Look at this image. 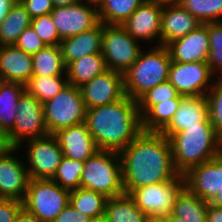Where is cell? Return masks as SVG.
Listing matches in <instances>:
<instances>
[{"mask_svg": "<svg viewBox=\"0 0 222 222\" xmlns=\"http://www.w3.org/2000/svg\"><path fill=\"white\" fill-rule=\"evenodd\" d=\"M123 189L168 182L180 174L174 167L169 138L157 132H141L119 152Z\"/></svg>", "mask_w": 222, "mask_h": 222, "instance_id": "6da1fadb", "label": "cell"}, {"mask_svg": "<svg viewBox=\"0 0 222 222\" xmlns=\"http://www.w3.org/2000/svg\"><path fill=\"white\" fill-rule=\"evenodd\" d=\"M88 131L99 150L120 152L142 132L137 101L127 95L110 104L86 110Z\"/></svg>", "mask_w": 222, "mask_h": 222, "instance_id": "7a4b0ae2", "label": "cell"}, {"mask_svg": "<svg viewBox=\"0 0 222 222\" xmlns=\"http://www.w3.org/2000/svg\"><path fill=\"white\" fill-rule=\"evenodd\" d=\"M169 140L174 167L180 175L222 153V141L209 118L173 134Z\"/></svg>", "mask_w": 222, "mask_h": 222, "instance_id": "3957f363", "label": "cell"}, {"mask_svg": "<svg viewBox=\"0 0 222 222\" xmlns=\"http://www.w3.org/2000/svg\"><path fill=\"white\" fill-rule=\"evenodd\" d=\"M141 50L137 60L123 73L125 94L137 101L144 93L168 80L172 63L165 45Z\"/></svg>", "mask_w": 222, "mask_h": 222, "instance_id": "277c9868", "label": "cell"}, {"mask_svg": "<svg viewBox=\"0 0 222 222\" xmlns=\"http://www.w3.org/2000/svg\"><path fill=\"white\" fill-rule=\"evenodd\" d=\"M81 188L107 198L124 194L121 160L118 152L98 150L84 162Z\"/></svg>", "mask_w": 222, "mask_h": 222, "instance_id": "5b68a950", "label": "cell"}, {"mask_svg": "<svg viewBox=\"0 0 222 222\" xmlns=\"http://www.w3.org/2000/svg\"><path fill=\"white\" fill-rule=\"evenodd\" d=\"M69 195L52 179H29L22 207L40 222H53L69 204Z\"/></svg>", "mask_w": 222, "mask_h": 222, "instance_id": "8992f818", "label": "cell"}, {"mask_svg": "<svg viewBox=\"0 0 222 222\" xmlns=\"http://www.w3.org/2000/svg\"><path fill=\"white\" fill-rule=\"evenodd\" d=\"M184 188L185 178L183 175H179L168 182L132 189L128 195L151 221H161L173 213L175 200Z\"/></svg>", "mask_w": 222, "mask_h": 222, "instance_id": "52a82bcc", "label": "cell"}, {"mask_svg": "<svg viewBox=\"0 0 222 222\" xmlns=\"http://www.w3.org/2000/svg\"><path fill=\"white\" fill-rule=\"evenodd\" d=\"M86 110L80 88L68 84L43 103L48 133L54 134L60 129L84 123Z\"/></svg>", "mask_w": 222, "mask_h": 222, "instance_id": "ba28073f", "label": "cell"}, {"mask_svg": "<svg viewBox=\"0 0 222 222\" xmlns=\"http://www.w3.org/2000/svg\"><path fill=\"white\" fill-rule=\"evenodd\" d=\"M11 147L22 149L24 141L49 135L43 103L26 90L19 97L13 128L6 134Z\"/></svg>", "mask_w": 222, "mask_h": 222, "instance_id": "9c48e42d", "label": "cell"}, {"mask_svg": "<svg viewBox=\"0 0 222 222\" xmlns=\"http://www.w3.org/2000/svg\"><path fill=\"white\" fill-rule=\"evenodd\" d=\"M141 48L121 25L103 24L101 53L107 69L124 73L137 60Z\"/></svg>", "mask_w": 222, "mask_h": 222, "instance_id": "30bf717a", "label": "cell"}, {"mask_svg": "<svg viewBox=\"0 0 222 222\" xmlns=\"http://www.w3.org/2000/svg\"><path fill=\"white\" fill-rule=\"evenodd\" d=\"M24 142L29 179H52L64 156L57 138L49 134Z\"/></svg>", "mask_w": 222, "mask_h": 222, "instance_id": "8fae6325", "label": "cell"}, {"mask_svg": "<svg viewBox=\"0 0 222 222\" xmlns=\"http://www.w3.org/2000/svg\"><path fill=\"white\" fill-rule=\"evenodd\" d=\"M214 76L207 62L172 61L168 80L179 95L206 96L215 81Z\"/></svg>", "mask_w": 222, "mask_h": 222, "instance_id": "7c38bea8", "label": "cell"}, {"mask_svg": "<svg viewBox=\"0 0 222 222\" xmlns=\"http://www.w3.org/2000/svg\"><path fill=\"white\" fill-rule=\"evenodd\" d=\"M50 14L61 40L88 31L100 22L97 5L87 0L54 7Z\"/></svg>", "mask_w": 222, "mask_h": 222, "instance_id": "4fadbf2b", "label": "cell"}, {"mask_svg": "<svg viewBox=\"0 0 222 222\" xmlns=\"http://www.w3.org/2000/svg\"><path fill=\"white\" fill-rule=\"evenodd\" d=\"M19 147H11L0 156V199L23 201L27 192L29 176L26 163L16 157ZM15 154V155H14Z\"/></svg>", "mask_w": 222, "mask_h": 222, "instance_id": "5bb4252c", "label": "cell"}, {"mask_svg": "<svg viewBox=\"0 0 222 222\" xmlns=\"http://www.w3.org/2000/svg\"><path fill=\"white\" fill-rule=\"evenodd\" d=\"M80 91L86 109L119 101L126 96L123 73L108 69L81 86Z\"/></svg>", "mask_w": 222, "mask_h": 222, "instance_id": "9a60e30c", "label": "cell"}, {"mask_svg": "<svg viewBox=\"0 0 222 222\" xmlns=\"http://www.w3.org/2000/svg\"><path fill=\"white\" fill-rule=\"evenodd\" d=\"M183 176L185 187L191 193L210 202L222 190V153L193 167Z\"/></svg>", "mask_w": 222, "mask_h": 222, "instance_id": "2e32d148", "label": "cell"}, {"mask_svg": "<svg viewBox=\"0 0 222 222\" xmlns=\"http://www.w3.org/2000/svg\"><path fill=\"white\" fill-rule=\"evenodd\" d=\"M162 12L163 6L144 1L121 26L138 42L158 38L159 46Z\"/></svg>", "mask_w": 222, "mask_h": 222, "instance_id": "e0dca14e", "label": "cell"}, {"mask_svg": "<svg viewBox=\"0 0 222 222\" xmlns=\"http://www.w3.org/2000/svg\"><path fill=\"white\" fill-rule=\"evenodd\" d=\"M172 61L207 62L209 57L208 23L166 45Z\"/></svg>", "mask_w": 222, "mask_h": 222, "instance_id": "ac0fdd59", "label": "cell"}, {"mask_svg": "<svg viewBox=\"0 0 222 222\" xmlns=\"http://www.w3.org/2000/svg\"><path fill=\"white\" fill-rule=\"evenodd\" d=\"M53 135L63 155L73 160L85 162L99 150L85 123L60 129Z\"/></svg>", "mask_w": 222, "mask_h": 222, "instance_id": "d6986e66", "label": "cell"}, {"mask_svg": "<svg viewBox=\"0 0 222 222\" xmlns=\"http://www.w3.org/2000/svg\"><path fill=\"white\" fill-rule=\"evenodd\" d=\"M208 114V99L206 96H184L172 120L160 132L167 138L188 127L206 121Z\"/></svg>", "mask_w": 222, "mask_h": 222, "instance_id": "ffe728a7", "label": "cell"}, {"mask_svg": "<svg viewBox=\"0 0 222 222\" xmlns=\"http://www.w3.org/2000/svg\"><path fill=\"white\" fill-rule=\"evenodd\" d=\"M33 76V58L15 45L0 46V80L25 85Z\"/></svg>", "mask_w": 222, "mask_h": 222, "instance_id": "44dd1931", "label": "cell"}, {"mask_svg": "<svg viewBox=\"0 0 222 222\" xmlns=\"http://www.w3.org/2000/svg\"><path fill=\"white\" fill-rule=\"evenodd\" d=\"M180 4L163 7L160 27V45H167L178 38L184 37L202 25Z\"/></svg>", "mask_w": 222, "mask_h": 222, "instance_id": "7402d4cb", "label": "cell"}, {"mask_svg": "<svg viewBox=\"0 0 222 222\" xmlns=\"http://www.w3.org/2000/svg\"><path fill=\"white\" fill-rule=\"evenodd\" d=\"M103 23L88 31L61 40L60 48L65 67L83 56L102 52Z\"/></svg>", "mask_w": 222, "mask_h": 222, "instance_id": "603a6c76", "label": "cell"}, {"mask_svg": "<svg viewBox=\"0 0 222 222\" xmlns=\"http://www.w3.org/2000/svg\"><path fill=\"white\" fill-rule=\"evenodd\" d=\"M107 69L102 53L83 56L65 67L68 84L80 88Z\"/></svg>", "mask_w": 222, "mask_h": 222, "instance_id": "cb8c5ba5", "label": "cell"}, {"mask_svg": "<svg viewBox=\"0 0 222 222\" xmlns=\"http://www.w3.org/2000/svg\"><path fill=\"white\" fill-rule=\"evenodd\" d=\"M25 85L0 80V130L7 134L14 125L19 97Z\"/></svg>", "mask_w": 222, "mask_h": 222, "instance_id": "d4e9b609", "label": "cell"}, {"mask_svg": "<svg viewBox=\"0 0 222 222\" xmlns=\"http://www.w3.org/2000/svg\"><path fill=\"white\" fill-rule=\"evenodd\" d=\"M32 18L19 0L0 22V46L14 45L21 33L30 27Z\"/></svg>", "mask_w": 222, "mask_h": 222, "instance_id": "484cf974", "label": "cell"}, {"mask_svg": "<svg viewBox=\"0 0 222 222\" xmlns=\"http://www.w3.org/2000/svg\"><path fill=\"white\" fill-rule=\"evenodd\" d=\"M105 215L109 222H152L126 193L108 198Z\"/></svg>", "mask_w": 222, "mask_h": 222, "instance_id": "4316f807", "label": "cell"}, {"mask_svg": "<svg viewBox=\"0 0 222 222\" xmlns=\"http://www.w3.org/2000/svg\"><path fill=\"white\" fill-rule=\"evenodd\" d=\"M208 204L185 187L175 200L172 214L184 222H207Z\"/></svg>", "mask_w": 222, "mask_h": 222, "instance_id": "83f0119b", "label": "cell"}, {"mask_svg": "<svg viewBox=\"0 0 222 222\" xmlns=\"http://www.w3.org/2000/svg\"><path fill=\"white\" fill-rule=\"evenodd\" d=\"M32 58L33 76L66 75L60 45H46Z\"/></svg>", "mask_w": 222, "mask_h": 222, "instance_id": "f1b7e54d", "label": "cell"}, {"mask_svg": "<svg viewBox=\"0 0 222 222\" xmlns=\"http://www.w3.org/2000/svg\"><path fill=\"white\" fill-rule=\"evenodd\" d=\"M145 0H103L98 6L99 21L122 25Z\"/></svg>", "mask_w": 222, "mask_h": 222, "instance_id": "f546056e", "label": "cell"}, {"mask_svg": "<svg viewBox=\"0 0 222 222\" xmlns=\"http://www.w3.org/2000/svg\"><path fill=\"white\" fill-rule=\"evenodd\" d=\"M183 97L178 94L175 98L170 99V101L155 104L142 117V131L160 133L172 120Z\"/></svg>", "mask_w": 222, "mask_h": 222, "instance_id": "4dcf8cb0", "label": "cell"}, {"mask_svg": "<svg viewBox=\"0 0 222 222\" xmlns=\"http://www.w3.org/2000/svg\"><path fill=\"white\" fill-rule=\"evenodd\" d=\"M108 198L93 190L78 188L70 191L69 204L91 219L105 214Z\"/></svg>", "mask_w": 222, "mask_h": 222, "instance_id": "1f68e13d", "label": "cell"}, {"mask_svg": "<svg viewBox=\"0 0 222 222\" xmlns=\"http://www.w3.org/2000/svg\"><path fill=\"white\" fill-rule=\"evenodd\" d=\"M67 85L68 79L66 75L32 76L25 84V90L38 101L44 103L52 99Z\"/></svg>", "mask_w": 222, "mask_h": 222, "instance_id": "d6a6232c", "label": "cell"}, {"mask_svg": "<svg viewBox=\"0 0 222 222\" xmlns=\"http://www.w3.org/2000/svg\"><path fill=\"white\" fill-rule=\"evenodd\" d=\"M179 4L203 24L222 22V0H180Z\"/></svg>", "mask_w": 222, "mask_h": 222, "instance_id": "836d02e7", "label": "cell"}, {"mask_svg": "<svg viewBox=\"0 0 222 222\" xmlns=\"http://www.w3.org/2000/svg\"><path fill=\"white\" fill-rule=\"evenodd\" d=\"M83 171L84 162L63 156L52 180L63 189L68 191L76 190L80 188Z\"/></svg>", "mask_w": 222, "mask_h": 222, "instance_id": "e575fe53", "label": "cell"}, {"mask_svg": "<svg viewBox=\"0 0 222 222\" xmlns=\"http://www.w3.org/2000/svg\"><path fill=\"white\" fill-rule=\"evenodd\" d=\"M178 95L176 88L169 80L162 82L144 93L138 100V111L141 118L155 105L170 101Z\"/></svg>", "mask_w": 222, "mask_h": 222, "instance_id": "d590c367", "label": "cell"}, {"mask_svg": "<svg viewBox=\"0 0 222 222\" xmlns=\"http://www.w3.org/2000/svg\"><path fill=\"white\" fill-rule=\"evenodd\" d=\"M208 65L216 77H222V22L208 23Z\"/></svg>", "mask_w": 222, "mask_h": 222, "instance_id": "8d00e7d4", "label": "cell"}, {"mask_svg": "<svg viewBox=\"0 0 222 222\" xmlns=\"http://www.w3.org/2000/svg\"><path fill=\"white\" fill-rule=\"evenodd\" d=\"M216 79L206 97L208 99L209 120L216 135L222 141V77H216Z\"/></svg>", "mask_w": 222, "mask_h": 222, "instance_id": "74e56055", "label": "cell"}, {"mask_svg": "<svg viewBox=\"0 0 222 222\" xmlns=\"http://www.w3.org/2000/svg\"><path fill=\"white\" fill-rule=\"evenodd\" d=\"M30 26L45 45H60L61 38L58 35L51 14L33 18Z\"/></svg>", "mask_w": 222, "mask_h": 222, "instance_id": "f35d334b", "label": "cell"}, {"mask_svg": "<svg viewBox=\"0 0 222 222\" xmlns=\"http://www.w3.org/2000/svg\"><path fill=\"white\" fill-rule=\"evenodd\" d=\"M14 45L31 55L37 53L46 46L31 26L21 33Z\"/></svg>", "mask_w": 222, "mask_h": 222, "instance_id": "ab89813d", "label": "cell"}, {"mask_svg": "<svg viewBox=\"0 0 222 222\" xmlns=\"http://www.w3.org/2000/svg\"><path fill=\"white\" fill-rule=\"evenodd\" d=\"M31 18L50 14L54 9L52 0H19Z\"/></svg>", "mask_w": 222, "mask_h": 222, "instance_id": "60d3db41", "label": "cell"}, {"mask_svg": "<svg viewBox=\"0 0 222 222\" xmlns=\"http://www.w3.org/2000/svg\"><path fill=\"white\" fill-rule=\"evenodd\" d=\"M22 202L16 199H0V222H14Z\"/></svg>", "mask_w": 222, "mask_h": 222, "instance_id": "b9f144b4", "label": "cell"}, {"mask_svg": "<svg viewBox=\"0 0 222 222\" xmlns=\"http://www.w3.org/2000/svg\"><path fill=\"white\" fill-rule=\"evenodd\" d=\"M91 218L82 214L68 204L54 219L53 222H90Z\"/></svg>", "mask_w": 222, "mask_h": 222, "instance_id": "7bdbcfd3", "label": "cell"}, {"mask_svg": "<svg viewBox=\"0 0 222 222\" xmlns=\"http://www.w3.org/2000/svg\"><path fill=\"white\" fill-rule=\"evenodd\" d=\"M207 222H222V208L208 204Z\"/></svg>", "mask_w": 222, "mask_h": 222, "instance_id": "ee69618b", "label": "cell"}, {"mask_svg": "<svg viewBox=\"0 0 222 222\" xmlns=\"http://www.w3.org/2000/svg\"><path fill=\"white\" fill-rule=\"evenodd\" d=\"M14 222H40L33 214L26 211L23 207L16 214Z\"/></svg>", "mask_w": 222, "mask_h": 222, "instance_id": "f6af8a7d", "label": "cell"}, {"mask_svg": "<svg viewBox=\"0 0 222 222\" xmlns=\"http://www.w3.org/2000/svg\"><path fill=\"white\" fill-rule=\"evenodd\" d=\"M17 0H0V22L7 16Z\"/></svg>", "mask_w": 222, "mask_h": 222, "instance_id": "bcb514c9", "label": "cell"}, {"mask_svg": "<svg viewBox=\"0 0 222 222\" xmlns=\"http://www.w3.org/2000/svg\"><path fill=\"white\" fill-rule=\"evenodd\" d=\"M11 146L7 140V135L0 130V156L3 155Z\"/></svg>", "mask_w": 222, "mask_h": 222, "instance_id": "7dc6e473", "label": "cell"}, {"mask_svg": "<svg viewBox=\"0 0 222 222\" xmlns=\"http://www.w3.org/2000/svg\"><path fill=\"white\" fill-rule=\"evenodd\" d=\"M146 2L149 3H154L160 6H169V5H175V4H179L180 0H145Z\"/></svg>", "mask_w": 222, "mask_h": 222, "instance_id": "c3c4849f", "label": "cell"}, {"mask_svg": "<svg viewBox=\"0 0 222 222\" xmlns=\"http://www.w3.org/2000/svg\"><path fill=\"white\" fill-rule=\"evenodd\" d=\"M82 0H52V3L54 7H60V6H68L71 4L79 3Z\"/></svg>", "mask_w": 222, "mask_h": 222, "instance_id": "681fc988", "label": "cell"}, {"mask_svg": "<svg viewBox=\"0 0 222 222\" xmlns=\"http://www.w3.org/2000/svg\"><path fill=\"white\" fill-rule=\"evenodd\" d=\"M209 203L215 207L222 208V190Z\"/></svg>", "mask_w": 222, "mask_h": 222, "instance_id": "f907efd6", "label": "cell"}, {"mask_svg": "<svg viewBox=\"0 0 222 222\" xmlns=\"http://www.w3.org/2000/svg\"><path fill=\"white\" fill-rule=\"evenodd\" d=\"M161 222H184V221L173 214H169L167 217H164L161 220Z\"/></svg>", "mask_w": 222, "mask_h": 222, "instance_id": "816d5d0a", "label": "cell"}, {"mask_svg": "<svg viewBox=\"0 0 222 222\" xmlns=\"http://www.w3.org/2000/svg\"><path fill=\"white\" fill-rule=\"evenodd\" d=\"M90 222H109V220L107 216L104 214V215L92 218Z\"/></svg>", "mask_w": 222, "mask_h": 222, "instance_id": "f5cc1de1", "label": "cell"}, {"mask_svg": "<svg viewBox=\"0 0 222 222\" xmlns=\"http://www.w3.org/2000/svg\"><path fill=\"white\" fill-rule=\"evenodd\" d=\"M87 1L90 2L91 4L98 6L103 0H87Z\"/></svg>", "mask_w": 222, "mask_h": 222, "instance_id": "db71d44e", "label": "cell"}]
</instances>
